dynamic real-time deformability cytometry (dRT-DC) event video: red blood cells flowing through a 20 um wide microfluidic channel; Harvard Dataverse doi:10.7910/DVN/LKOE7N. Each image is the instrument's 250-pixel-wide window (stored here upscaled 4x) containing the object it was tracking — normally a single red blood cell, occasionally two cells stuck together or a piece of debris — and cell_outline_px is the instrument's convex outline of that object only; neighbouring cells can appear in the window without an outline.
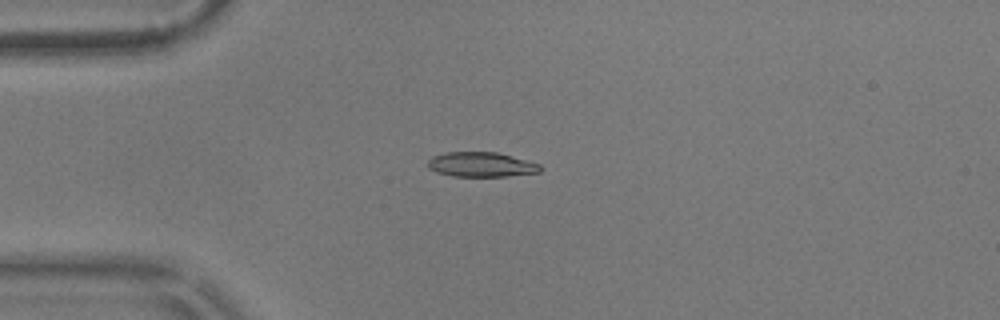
{"species": "common noctule bat (a hibernating species)", "species_latin": "Nyctalus noctula", "temperature_condition": "warm", "stored_images_in_passage": 43, "camera_frame_rate_fps": 3000, "um_per_image_px": 0.085, "animal": {"sex": "male", "body_mass_g": 17.9}, "frame": {"image": 1, "passage_image": 1, "time_ms": 0.0, "image_size_px": [1000, 320], "cell_outline_px": [[544, 168], [540, 172], [504, 176], [452, 176], [436, 172], [428, 168], [428, 160], [432, 156], [448, 152], [496, 152], [540, 164]], "centroid_in_image_um": [40.89, 13.99], "position_along_channel_um": 44.1, "area_um2": 16.13}}
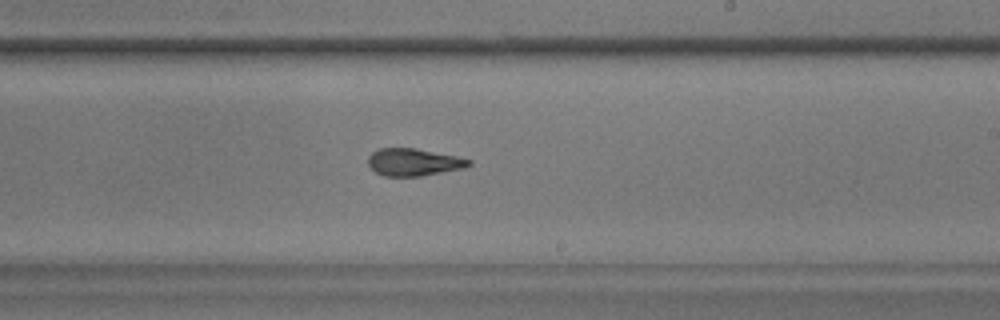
{"frame": {"image": 2, "passage_image": 20, "time_ms": 6.333, "image_size_px": [1000, 320], "cell_outline_px": [[472, 164], [464, 168], [420, 176], [384, 176], [376, 172], [368, 164], [368, 156], [372, 152], [380, 148], [416, 148], [456, 156], [472, 160]], "centroid_in_image_um": [35.16, 13.78], "position_along_channel_um": 253.8, "area_um2": 16.01}}
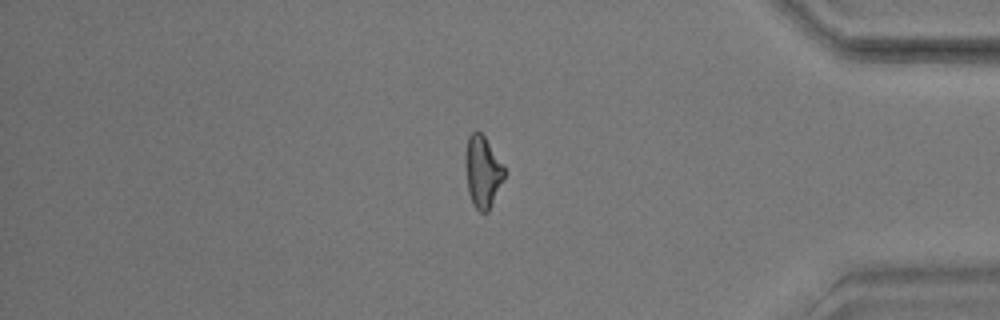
{"frame": {"image": 3, "passage_image": 34, "time_ms": 11.0, "image_size_px": [1000, 320], "cell_outline_px": [[504, 176], [488, 212], [480, 212], [472, 204], [468, 192], [464, 160], [464, 152], [468, 136], [472, 132], [480, 132], [484, 136], [504, 168]], "centroid_in_image_um": [40.97, 14.59], "position_along_channel_um": 394.2, "area_um2": 16.01}, "authors_computed_cell_mechanics": {"area_um2": 16.7042, "velocity_mm_per_s": 3.6077, "shape_relaxation_time_tau1_ms": null, "shape_relaxation_time_tau2_ms": 2.5074, "deformation_change_tau1": null, "deformation_change_tau2": 0.1007}}